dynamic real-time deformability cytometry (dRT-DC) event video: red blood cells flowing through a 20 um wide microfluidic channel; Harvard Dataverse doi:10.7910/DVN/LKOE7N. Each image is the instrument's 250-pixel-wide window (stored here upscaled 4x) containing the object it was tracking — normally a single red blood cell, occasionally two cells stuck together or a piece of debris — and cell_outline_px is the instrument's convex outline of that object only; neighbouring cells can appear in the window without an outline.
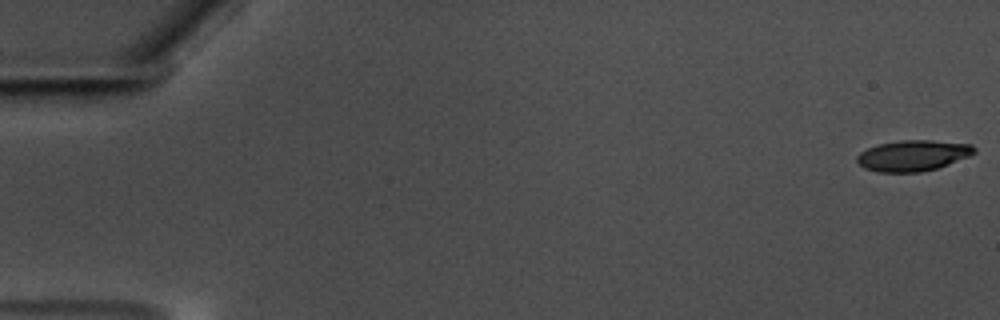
{"species": "common noctule bat (a hibernating species)", "species_latin": "Nyctalus noctula", "temperature_condition": "warm", "stored_images_in_passage": 16, "camera_frame_rate_fps": 3000, "um_per_image_px": 0.085, "animal": {"sex": "male", "body_mass_g": 17.5, "forearm_length_mm": 52.3}, "frame": {"image": 1, "passage_image": 1, "time_ms": 0.0, "image_size_px": [1000, 320], "cell_outline_px": [[976, 152], [968, 156], [948, 164], [936, 168], [920, 172], [880, 172], [864, 168], [856, 160], [856, 156], [860, 152], [868, 148], [880, 144], [900, 140], [932, 140], [972, 144], [976, 148]], "centroid_in_image_um": [77.6, 13.21], "position_along_channel_um": 7.4, "area_um2": 20.98}}
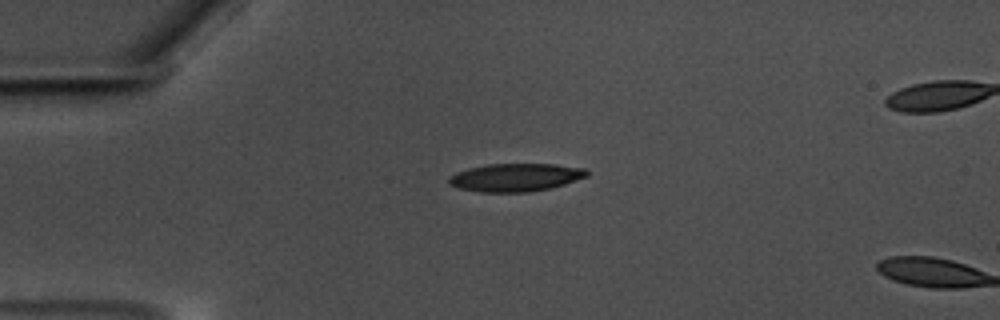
{"frame": {"image": 2, "passage_image": 15, "time_ms": 4.667, "image_size_px": [1000, 320], "cell_outline_px": [[588, 176], [564, 184], [548, 188], [528, 192], [480, 192], [460, 188], [448, 184], [448, 176], [456, 172], [468, 168], [488, 164], [556, 164], [584, 168], [588, 172]], "centroid_in_image_um": [43.79, 15.07], "position_along_channel_um": 41.2, "area_um2": 22.48}}